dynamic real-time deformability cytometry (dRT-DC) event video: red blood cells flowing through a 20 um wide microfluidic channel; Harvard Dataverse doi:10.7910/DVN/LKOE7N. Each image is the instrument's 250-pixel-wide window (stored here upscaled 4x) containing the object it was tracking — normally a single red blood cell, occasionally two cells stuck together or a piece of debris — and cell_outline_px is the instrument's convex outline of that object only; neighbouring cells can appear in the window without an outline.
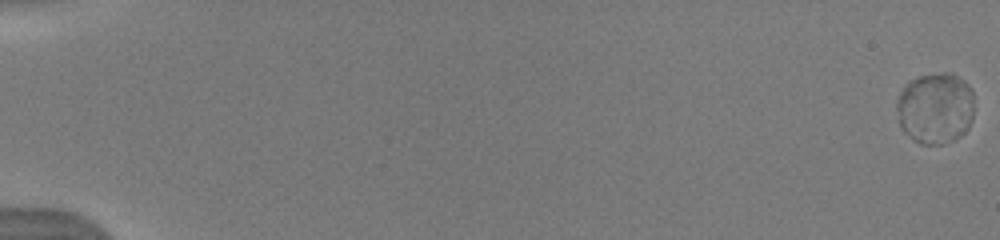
{"species": "human", "species_latin": "Homo sapiens", "temperature_condition": "warm", "stored_images_in_passage": 69, "camera_frame_rate_fps": 3000, "um_per_image_px": 0.085, "donor": {"sex": "male"}, "frame": {"image": 1, "passage_image": 1, "time_ms": 0.0, "image_size_px": [1000, 240], "cell_outline_px": [[972, 120], [964, 132], [960, 136], [944, 144], [920, 144], [912, 140], [900, 128], [896, 108], [896, 100], [904, 84], [920, 76], [940, 72], [952, 72], [964, 80], [972, 92]], "centroid_in_image_um": [79.46, 9.19], "position_along_channel_um": 5.5, "area_um2": 32.48}}
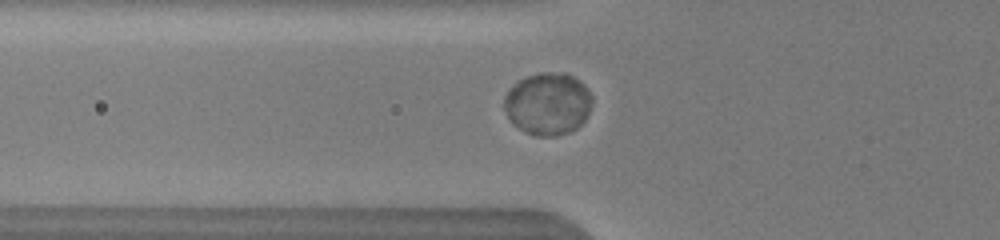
{"frame": {"image": 2, "passage_image": 29, "time_ms": 7.0, "image_size_px": [1000, 240], "cell_outline_px": [[592, 100], [588, 112], [584, 120], [572, 132], [556, 136], [536, 136], [524, 132], [508, 116], [504, 108], [504, 96], [508, 88], [524, 76], [540, 72], [568, 72], [580, 80], [588, 88], [592, 96]], "centroid_in_image_um": [46.57, 8.79], "position_along_channel_um": 79.2, "area_um2": 32.31}}
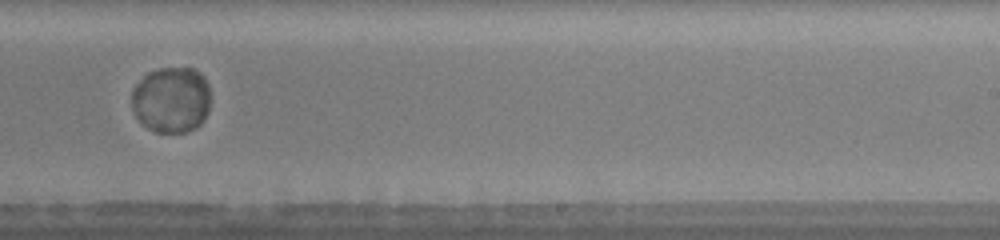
{"frame": {"image": 3, "passage_image": 49, "time_ms": 12.0, "image_size_px": [1000, 240], "cell_outline_px": [[208, 112], [204, 120], [196, 128], [184, 132], [156, 132], [148, 128], [136, 116], [132, 108], [132, 88], [148, 72], [160, 68], [192, 68], [200, 72], [204, 76], [208, 84]], "centroid_in_image_um": [14.56, 8.47], "position_along_channel_um": 274.4, "area_um2": 30.29}}